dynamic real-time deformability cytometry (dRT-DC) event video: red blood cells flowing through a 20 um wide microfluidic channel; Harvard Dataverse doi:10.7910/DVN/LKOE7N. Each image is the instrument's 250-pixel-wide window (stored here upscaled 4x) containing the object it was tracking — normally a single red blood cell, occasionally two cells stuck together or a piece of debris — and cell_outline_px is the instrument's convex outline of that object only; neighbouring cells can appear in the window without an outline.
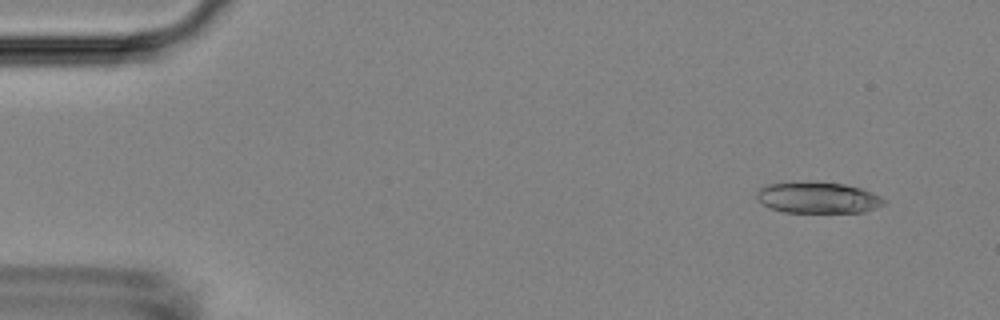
{"species": "Egyptian fruit bat (a non-hibernating species)", "species_latin": "Rousettus aegyptiacus", "temperature_condition": "room temperature", "stored_images_in_passage": 5, "camera_frame_rate_fps": 3000, "um_per_image_px": 0.085, "animal": {"sex": "female"}, "frame": {"image": 1, "passage_image": 2, "time_ms": 0.333, "image_size_px": [1000, 320], "cell_outline_px": [[884, 204], [876, 208], [864, 212], [784, 212], [772, 208], [764, 204], [756, 196], [756, 192], [760, 188], [768, 184], [812, 180], [816, 180], [844, 184], [860, 188], [872, 192], [880, 196], [884, 200]], "centroid_in_image_um": [69.53, 16.77], "position_along_channel_um": 15.5, "area_um2": 23.29}}
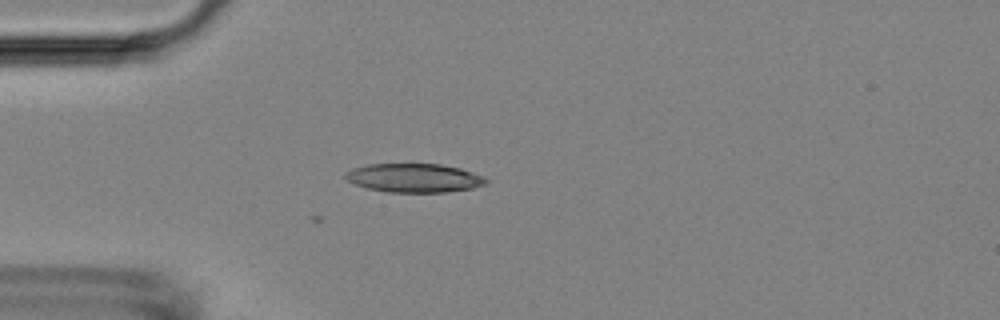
{"frame": {"image": 2, "passage_image": 4, "time_ms": 1.0, "image_size_px": [1000, 320], "cell_outline_px": [[488, 180], [484, 184], [472, 188], [444, 192], [388, 192], [368, 188], [356, 184], [348, 180], [344, 176], [344, 172], [352, 168], [368, 164], [440, 164], [460, 168], [484, 176]], "centroid_in_image_um": [35.19, 15.12], "position_along_channel_um": 49.8, "area_um2": 23.47}}